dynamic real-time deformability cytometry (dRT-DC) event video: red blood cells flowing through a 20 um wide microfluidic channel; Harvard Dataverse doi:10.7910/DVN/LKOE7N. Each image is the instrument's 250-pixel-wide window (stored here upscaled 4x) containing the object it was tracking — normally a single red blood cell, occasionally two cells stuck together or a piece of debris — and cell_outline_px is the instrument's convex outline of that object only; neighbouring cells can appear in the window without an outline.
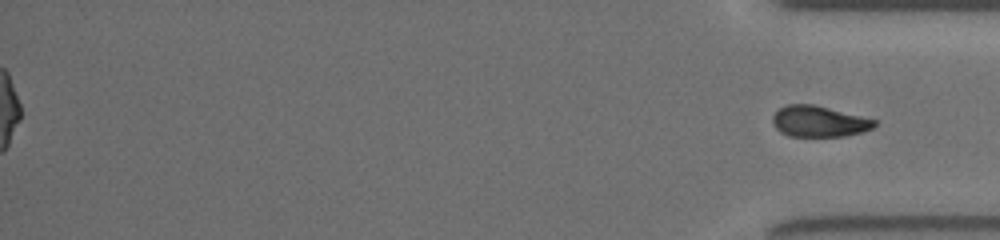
{"species": "common noctule bat (a hibernating species)", "species_latin": "Nyctalus noctula", "temperature_condition": "room temperature", "stored_images_in_passage": 44, "segment_of_instrument_passage": [2, 2], "camera_frame_rate_fps": 3000, "um_per_image_px": 0.085, "animal": {"sex": "female", "body_mass_g": 19.5, "forearm_length_mm": 54.1}, "frame": {"image": 1, "passage_image": 44, "time_ms": 17.0, "image_size_px": [1000, 240], "cell_outline_px": [[876, 124], [872, 128], [860, 132], [844, 136], [788, 136], [780, 132], [776, 128], [772, 120], [772, 116], [780, 108], [788, 104], [812, 104], [876, 120]], "centroid_in_image_um": [69.57, 10.32], "position_along_channel_um": 365.6, "area_um2": 18.09}}